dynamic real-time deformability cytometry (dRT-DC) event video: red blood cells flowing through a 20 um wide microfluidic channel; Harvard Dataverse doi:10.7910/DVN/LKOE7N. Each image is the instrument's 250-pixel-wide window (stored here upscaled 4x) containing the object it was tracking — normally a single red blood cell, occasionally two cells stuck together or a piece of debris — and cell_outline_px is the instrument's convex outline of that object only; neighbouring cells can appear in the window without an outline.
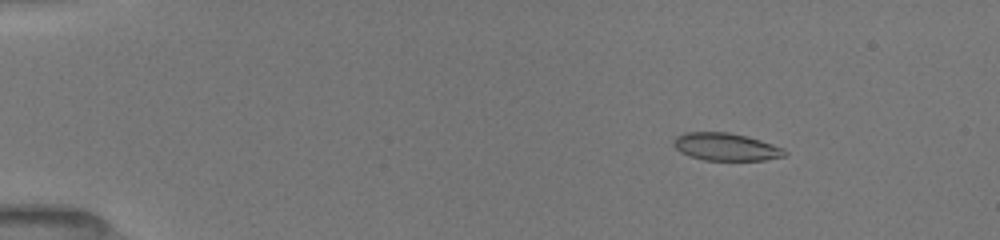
{"species": "common noctule bat (a hibernating species)", "species_latin": "Nyctalus noctula", "temperature_condition": "room temperature", "stored_images_in_passage": 50, "camera_frame_rate_fps": 3000, "um_per_image_px": 0.085, "animal": {"sex": "female", "body_mass_g": 19.5, "forearm_length_mm": 54.1}, "frame": {"image": 1, "passage_image": 5, "time_ms": 1.333, "image_size_px": [1000, 240], "cell_outline_px": [[788, 152], [784, 156], [764, 160], [704, 160], [680, 152], [672, 144], [676, 136], [684, 132], [728, 132], [748, 136], [784, 148]], "centroid_in_image_um": [61.7, 12.47], "position_along_channel_um": 23.3, "area_um2": 17.86}}
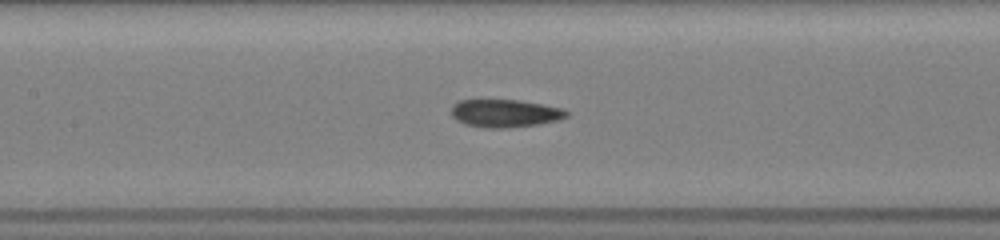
{"frame": {"image": 2, "passage_image": 23, "time_ms": 7.333, "image_size_px": [1000, 240], "cell_outline_px": [[568, 116], [560, 120], [540, 124], [508, 128], [484, 128], [464, 124], [456, 120], [452, 116], [452, 104], [460, 100], [520, 100], [544, 104], [564, 108], [568, 112]], "centroid_in_image_um": [42.95, 9.63], "position_along_channel_um": 164.4, "area_um2": 19.02}}
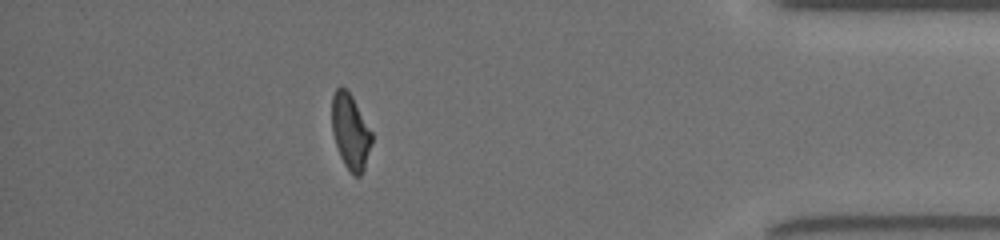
{"frame": {"image": 3, "passage_image": 44, "time_ms": 14.333, "image_size_px": [1000, 240], "cell_outline_px": [[372, 144], [364, 168], [360, 176], [352, 176], [344, 164], [340, 156], [332, 132], [332, 96], [336, 88], [344, 88], [352, 96], [372, 132]], "centroid_in_image_um": [29.79, 11.22], "position_along_channel_um": 405.4, "area_um2": 17.4}, "authors_computed_cell_mechanics": {"area_um2": 18.5827, "velocity_mm_per_s": 3.9861, "shape_relaxation_time_tau1_ms": null, "shape_relaxation_time_tau2_ms": 2.7409, "deformation_change_tau1": null, "deformation_change_tau2": 0.0923}}